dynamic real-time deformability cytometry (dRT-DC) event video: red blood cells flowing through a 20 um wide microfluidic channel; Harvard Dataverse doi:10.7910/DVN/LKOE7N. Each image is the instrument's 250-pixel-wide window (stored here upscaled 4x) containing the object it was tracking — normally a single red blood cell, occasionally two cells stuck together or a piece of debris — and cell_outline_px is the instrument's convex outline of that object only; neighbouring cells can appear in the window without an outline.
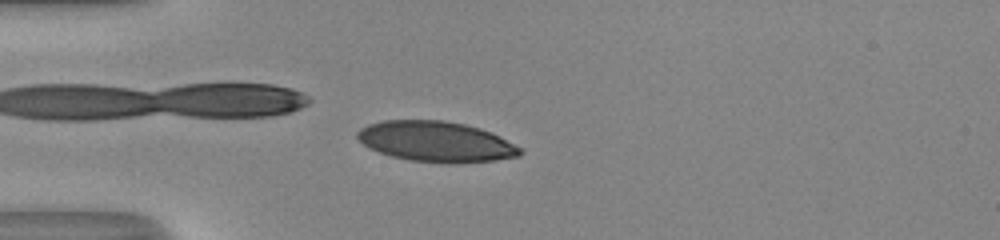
{"species": "human", "species_latin": "Homo sapiens", "temperature_condition": "room temperature", "stored_images_in_passage": 51, "camera_frame_rate_fps": 3000, "um_per_image_px": 0.085, "donor": {"sex": "male"}, "frame": {"image": 1, "passage_image": 14, "time_ms": 4.333, "image_size_px": [1000, 240], "cell_outline_px": [[524, 152], [520, 156], [496, 160], [456, 164], [448, 164], [408, 160], [392, 156], [368, 148], [356, 136], [356, 132], [360, 128], [368, 124], [380, 120], [444, 120], [464, 124], [480, 128], [492, 132], [500, 136], [520, 148]], "centroid_in_image_um": [37.07, 12.04], "position_along_channel_um": 47.9, "area_um2": 38.73}}
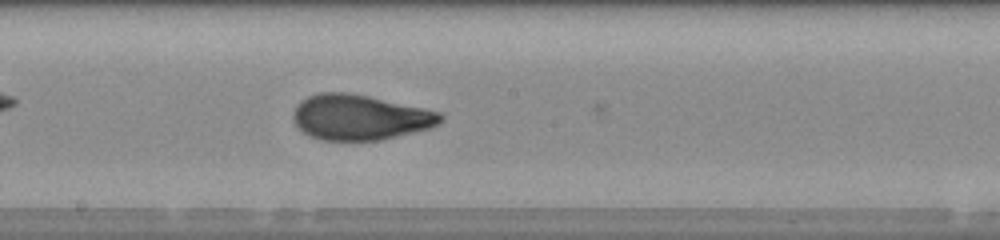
{"frame": {"image": 2, "passage_image": 28, "time_ms": 9.0, "image_size_px": [1000, 240], "cell_outline_px": [[444, 120], [440, 124], [432, 128], [380, 140], [320, 140], [308, 136], [292, 120], [292, 112], [296, 104], [300, 100], [308, 96], [320, 92], [348, 92], [368, 96], [424, 108], [440, 112], [444, 116]], "centroid_in_image_um": [30.59, 9.97], "position_along_channel_um": 217.6, "area_um2": 39.25}}
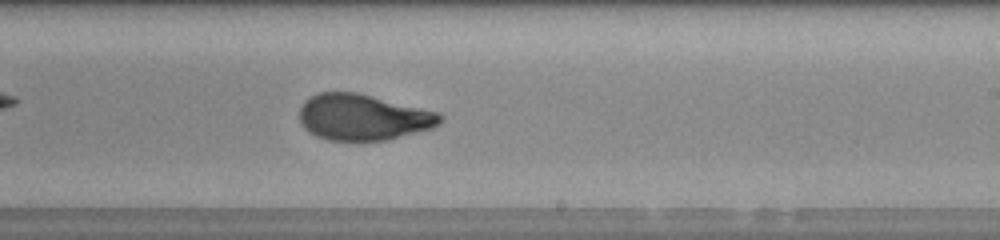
{"frame": {"image": 3, "passage_image": 31, "time_ms": 10.0, "image_size_px": [1000, 240], "cell_outline_px": [[444, 120], [440, 124], [432, 128], [388, 140], [328, 140], [316, 136], [308, 132], [304, 128], [300, 120], [300, 108], [304, 100], [320, 92], [356, 92], [440, 112], [444, 116]], "centroid_in_image_um": [30.89, 9.96], "position_along_channel_um": 258.1, "area_um2": 37.92}, "authors_computed_cell_mechanics": {"area_um2": 37.281, "velocity_mm_per_s": 4.0719, "shape_relaxation_time_tau1_ms": 5.748, "shape_relaxation_time_tau2_ms": 0.713, "deformation_change_tau1": 0.223, "deformation_change_tau2": 0.0647}}